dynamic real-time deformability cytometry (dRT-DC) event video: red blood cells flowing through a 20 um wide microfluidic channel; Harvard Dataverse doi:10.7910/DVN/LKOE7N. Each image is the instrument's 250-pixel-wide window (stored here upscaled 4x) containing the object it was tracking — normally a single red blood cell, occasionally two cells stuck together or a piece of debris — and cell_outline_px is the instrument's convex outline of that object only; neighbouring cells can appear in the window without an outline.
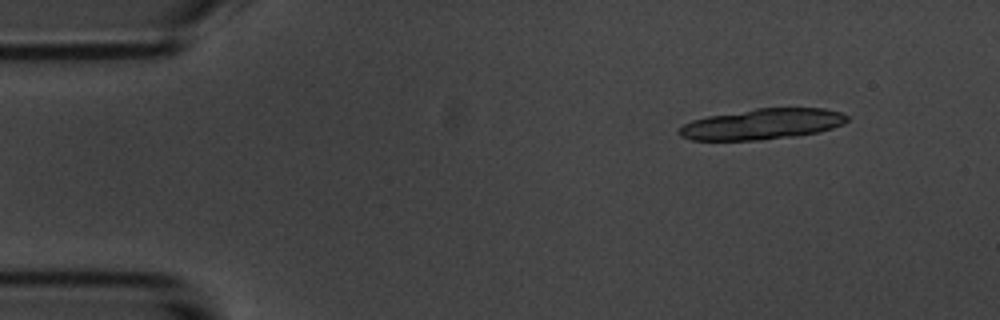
{"species": "common noctule bat (a hibernating species)", "species_latin": "Nyctalus noctula", "temperature_condition": "room temperature", "stored_images_in_passage": 9, "camera_frame_rate_fps": 3000, "um_per_image_px": 0.085, "animal": {"sex": "male", "body_mass_g": 20.1, "forearm_length_mm": 53.5}, "frame": {"image": 1, "passage_image": 1, "time_ms": 0.0, "image_size_px": [1000, 320], "cell_outline_px": [[848, 120], [844, 124], [832, 128], [816, 132], [796, 136], [760, 140], [692, 140], [680, 136], [676, 132], [684, 124], [692, 120], [708, 116], [756, 108], [824, 108], [840, 112], [848, 116]], "centroid_in_image_um": [64.78, 10.55], "position_along_channel_um": 20.2, "area_um2": 30.06}}
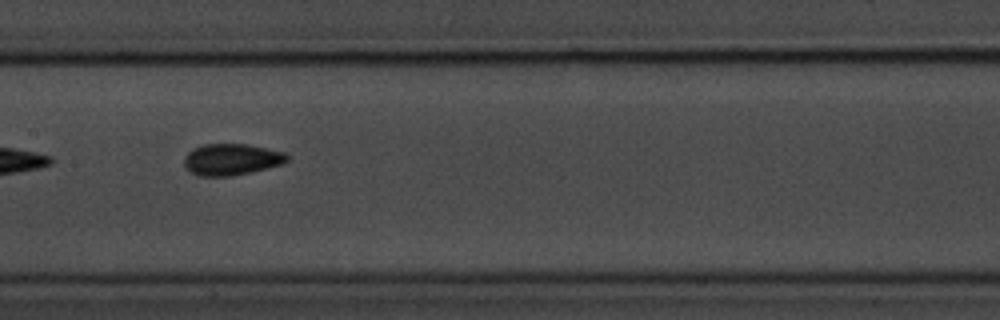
{"frame": {"image": 2, "passage_image": 7, "time_ms": 7.0, "image_size_px": [1000, 320], "cell_outline_px": [[288, 160], [284, 164], [268, 168], [228, 176], [196, 176], [184, 164], [184, 156], [192, 148], [204, 144], [248, 144], [284, 152], [288, 156]], "centroid_in_image_um": [19.67, 13.54], "position_along_channel_um": 187.7, "area_um2": 18.84}}
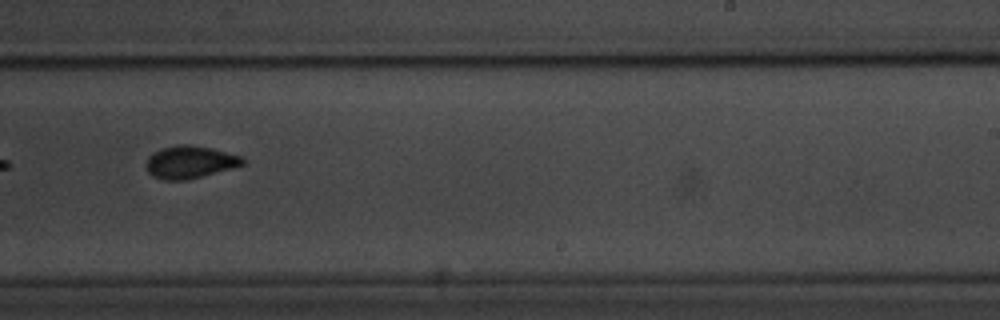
{"frame": {"image": 3, "passage_image": 9, "time_ms": 9.333, "image_size_px": [1000, 320], "cell_outline_px": [[244, 164], [232, 168], [184, 180], [164, 180], [152, 176], [148, 172], [148, 156], [152, 152], [160, 148], [176, 144], [192, 144], [212, 148], [244, 156]], "centroid_in_image_um": [16.15, 13.75], "position_along_channel_um": 272.9, "area_um2": 18.32}}